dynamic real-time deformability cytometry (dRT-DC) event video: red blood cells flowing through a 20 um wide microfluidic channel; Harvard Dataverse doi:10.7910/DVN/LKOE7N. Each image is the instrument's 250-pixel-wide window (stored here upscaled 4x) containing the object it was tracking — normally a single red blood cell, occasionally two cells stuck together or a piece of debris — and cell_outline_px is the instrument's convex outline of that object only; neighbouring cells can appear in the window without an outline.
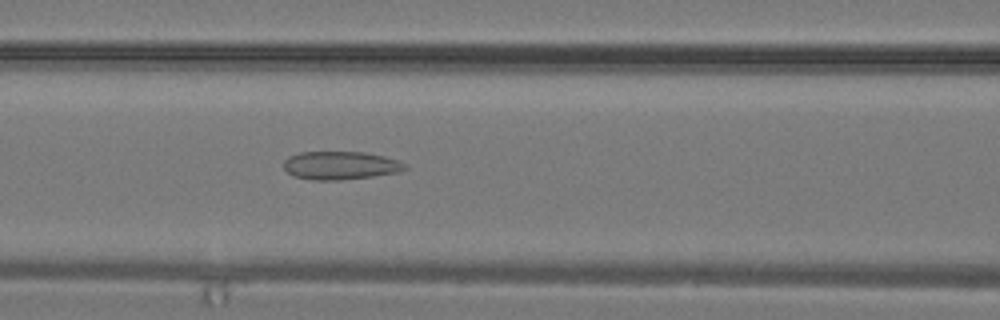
{"species": "common noctule bat (a hibernating species)", "species_latin": "Nyctalus noctula", "temperature_condition": "warm", "stored_images_in_passage": 23, "camera_frame_rate_fps": 3000, "um_per_image_px": 0.085, "animal": {"sex": "male", "body_mass_g": 19.2, "forearm_length_mm": 51.8}, "frame": {"image": 1, "passage_image": 8, "time_ms": 2.333, "image_size_px": [1000, 320], "cell_outline_px": [[408, 168], [396, 172], [372, 176], [340, 180], [312, 180], [292, 176], [284, 168], [284, 160], [288, 156], [300, 152], [364, 152], [384, 156], [408, 164]], "centroid_in_image_um": [28.91, 14.06], "position_along_channel_um": 137.7, "area_um2": 19.94}}
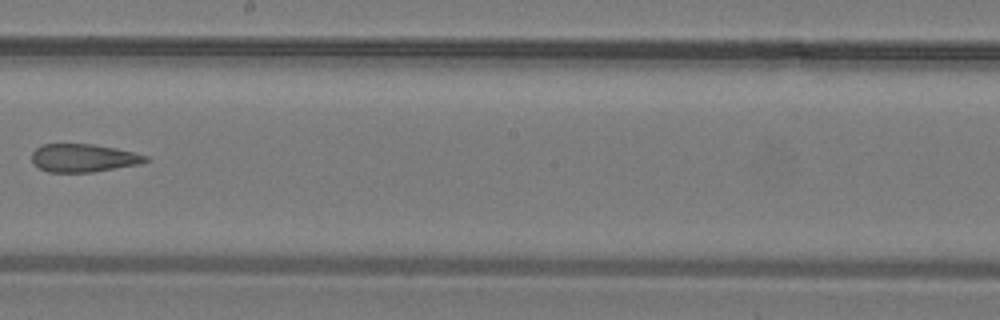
{"frame": {"image": 2, "passage_image": 13, "time_ms": 4.0, "image_size_px": [1000, 320], "cell_outline_px": [[148, 160], [140, 164], [92, 172], [48, 172], [32, 164], [32, 152], [36, 148], [44, 144], [92, 144], [116, 148], [148, 156]], "centroid_in_image_um": [7.07, 13.43], "position_along_channel_um": 241.1, "area_um2": 18.55}}
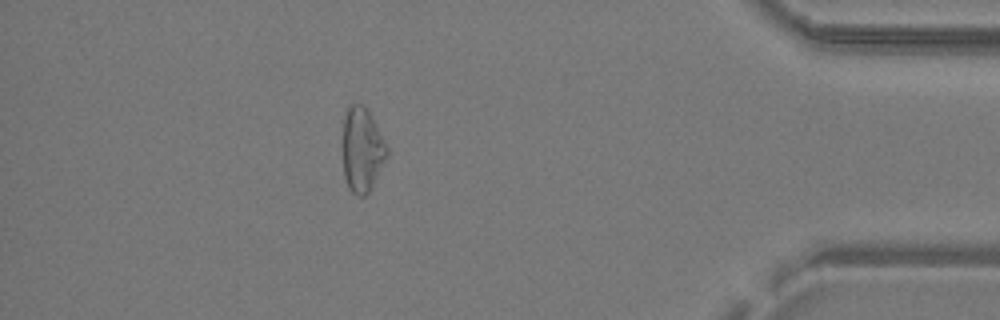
{"frame": {"image": 3, "passage_image": 23, "time_ms": 7.333, "image_size_px": [1000, 320], "cell_outline_px": [[388, 156], [368, 192], [364, 196], [356, 196], [348, 188], [344, 176], [340, 148], [340, 144], [344, 116], [348, 108], [352, 104], [364, 104], [388, 148]], "centroid_in_image_um": [30.71, 12.74], "position_along_channel_um": 404.5, "area_um2": 22.2}}